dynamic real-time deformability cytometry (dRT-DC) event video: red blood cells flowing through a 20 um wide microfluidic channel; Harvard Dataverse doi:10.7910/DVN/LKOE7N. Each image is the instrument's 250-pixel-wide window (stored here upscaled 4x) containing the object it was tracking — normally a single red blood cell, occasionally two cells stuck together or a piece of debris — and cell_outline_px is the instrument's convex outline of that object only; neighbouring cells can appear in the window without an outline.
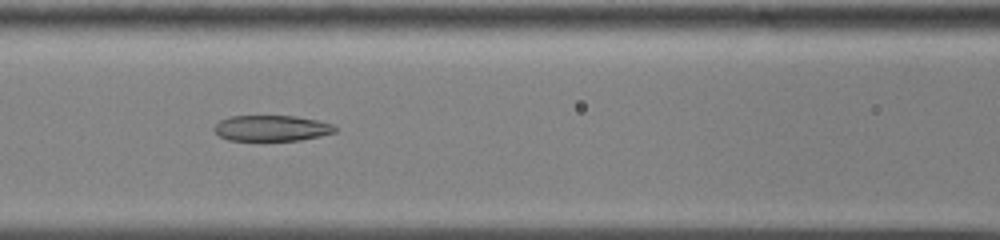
{"species": "common noctule bat (a hibernating species)", "species_latin": "Nyctalus noctula", "temperature_condition": "cold", "stored_images_in_passage": 38, "camera_frame_rate_fps": 3000, "um_per_image_px": 0.085, "animal": {"sex": "male", "body_mass_g": 13.0, "forearm_length_mm": 53.1}, "frame": {"image": 1, "passage_image": 11, "time_ms": 3.333, "image_size_px": [1000, 240], "cell_outline_px": [[336, 132], [320, 136], [300, 140], [228, 140], [220, 136], [212, 128], [220, 120], [228, 116], [296, 116], [316, 120], [332, 124], [336, 128]], "centroid_in_image_um": [23.07, 10.89], "position_along_channel_um": 143.5, "area_um2": 18.09}}
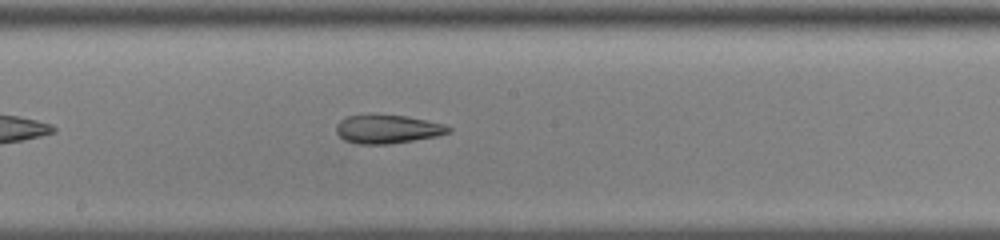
{"frame": {"image": 2, "passage_image": 17, "time_ms": 5.333, "image_size_px": [1000, 240], "cell_outline_px": [[452, 132], [436, 136], [388, 144], [356, 144], [344, 140], [336, 132], [336, 124], [340, 120], [348, 116], [408, 116], [444, 124], [452, 128]], "centroid_in_image_um": [32.95, 10.99], "position_along_channel_um": 215.2, "area_um2": 18.38}}
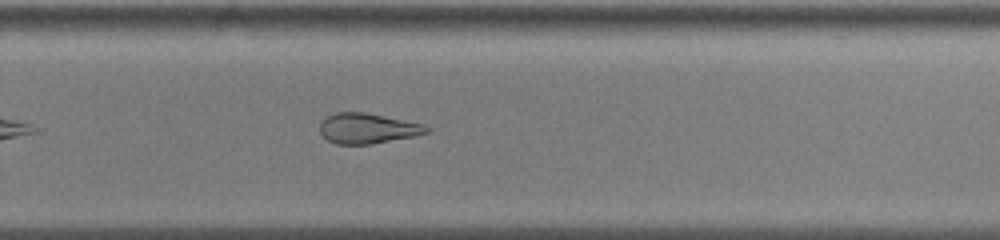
{"frame": {"image": 3, "passage_image": 24, "time_ms": 7.667, "image_size_px": [1000, 240], "cell_outline_px": [[428, 132], [416, 136], [372, 144], [336, 144], [328, 140], [320, 132], [320, 124], [328, 116], [336, 112], [364, 112], [420, 124], [428, 128]], "centroid_in_image_um": [31.21, 10.93], "position_along_channel_um": 298.6, "area_um2": 18.44}, "authors_computed_cell_mechanics": {"area_um2": 19.363, "velocity_mm_per_s": 3.5917, "shape_relaxation_time_tau1_ms": null, "shape_relaxation_time_tau2_ms": 2.5356, "deformation_change_tau1": null, "deformation_change_tau2": 0.121}}